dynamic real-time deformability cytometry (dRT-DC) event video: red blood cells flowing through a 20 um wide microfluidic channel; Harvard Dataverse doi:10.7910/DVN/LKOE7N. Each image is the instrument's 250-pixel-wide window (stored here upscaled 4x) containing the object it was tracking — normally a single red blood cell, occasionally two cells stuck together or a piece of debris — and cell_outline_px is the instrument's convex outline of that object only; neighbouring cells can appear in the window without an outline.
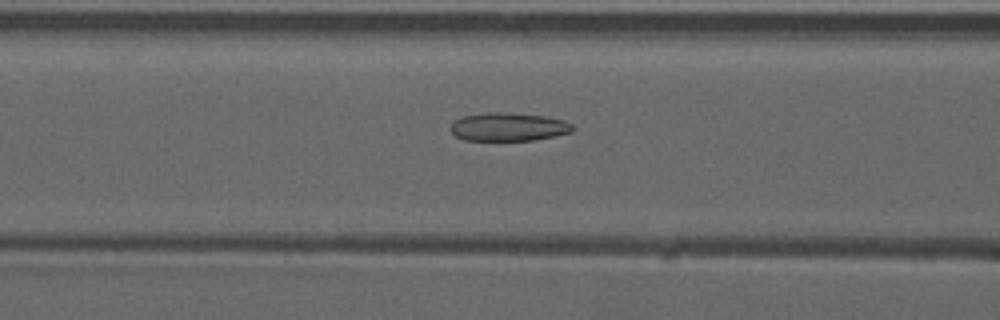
{"species": "common noctule bat (a hibernating species)", "species_latin": "Nyctalus noctula", "temperature_condition": "warm", "stored_images_in_passage": 53, "camera_frame_rate_fps": 3000, "um_per_image_px": 0.085, "animal": {"sex": "male", "forearm_length_mm": 52.5}, "frame": {"image": 1, "passage_image": 22, "time_ms": 7.0, "image_size_px": [1000, 320], "cell_outline_px": [[576, 128], [572, 132], [532, 140], [464, 140], [456, 136], [448, 128], [456, 120], [464, 116], [484, 112], [500, 112], [544, 116], [564, 120], [572, 124]], "centroid_in_image_um": [43.22, 10.78], "position_along_channel_um": 123.4, "area_um2": 20.06}}
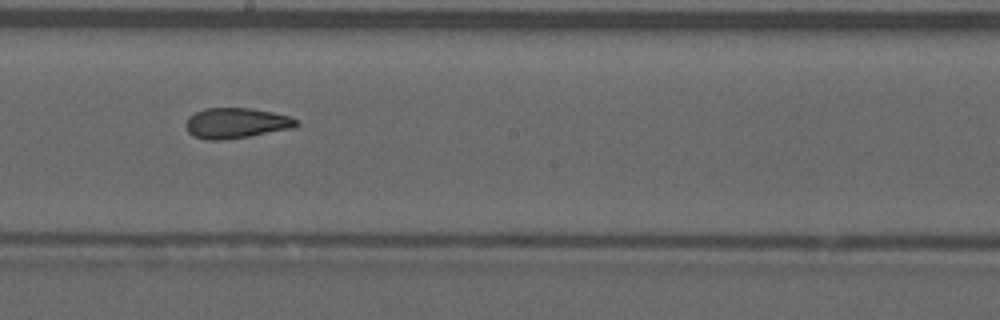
{"frame": {"image": 2, "passage_image": 30, "time_ms": 9.667, "image_size_px": [1000, 320], "cell_outline_px": [[300, 124], [292, 128], [248, 136], [224, 140], [204, 140], [192, 136], [188, 132], [184, 124], [188, 116], [204, 108], [252, 108], [292, 116]], "centroid_in_image_um": [20.03, 10.46], "position_along_channel_um": 228.2, "area_um2": 19.77}}
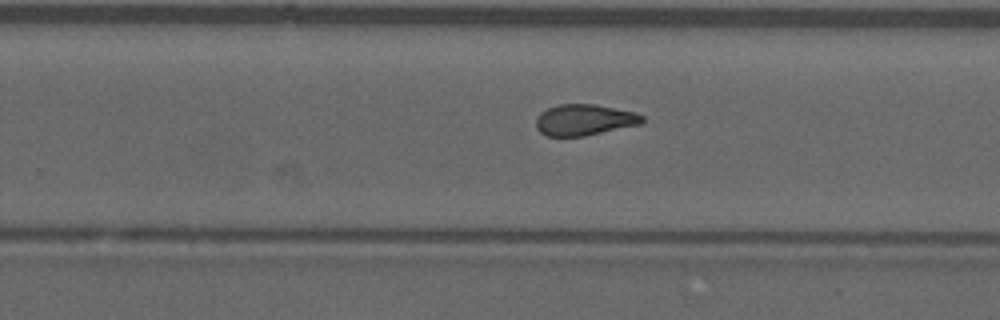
{"frame": {"image": 3, "passage_image": 34, "time_ms": 11.0, "image_size_px": [1000, 320], "cell_outline_px": [[644, 120], [640, 124], [584, 136], [548, 136], [540, 132], [536, 128], [536, 120], [540, 112], [548, 108], [560, 104], [596, 104], [636, 112], [644, 116]], "centroid_in_image_um": [49.67, 10.18], "position_along_channel_um": 280.1, "area_um2": 19.25}, "authors_computed_cell_mechanics": {"area_um2": 20.1722, "velocity_mm_per_s": 3.9417, "shape_relaxation_time_tau1_ms": null, "shape_relaxation_time_tau2_ms": 2.5374, "deformation_change_tau1": null, "deformation_change_tau2": 0.0791}}